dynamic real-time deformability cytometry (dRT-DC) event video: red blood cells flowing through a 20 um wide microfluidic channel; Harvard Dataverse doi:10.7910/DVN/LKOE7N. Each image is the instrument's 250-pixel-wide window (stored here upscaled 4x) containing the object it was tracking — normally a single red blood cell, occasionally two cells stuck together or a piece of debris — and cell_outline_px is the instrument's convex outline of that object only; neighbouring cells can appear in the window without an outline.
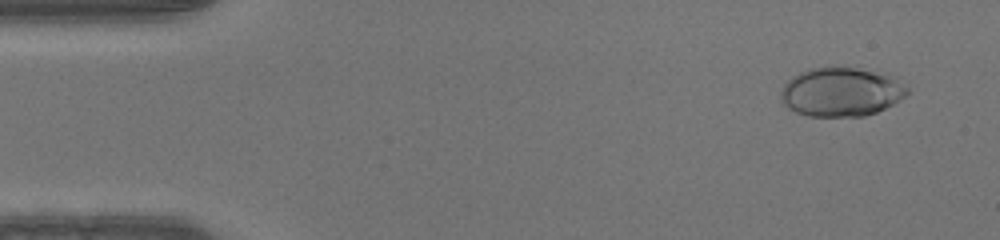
{"species": "human", "species_latin": "Homo sapiens", "temperature_condition": "warm", "stored_images_in_passage": 46, "camera_frame_rate_fps": 3000, "um_per_image_px": 0.085, "donor": {"sex": "male"}, "frame": {"image": 1, "passage_image": 3, "time_ms": 0.667, "image_size_px": [1000, 240], "cell_outline_px": [[912, 92], [908, 96], [876, 112], [864, 116], [808, 116], [796, 112], [788, 108], [784, 104], [780, 96], [780, 92], [784, 84], [792, 76], [800, 72], [812, 68], [856, 64], [896, 76]], "centroid_in_image_um": [71.57, 7.76], "position_along_channel_um": 13.4, "area_um2": 37.34}}
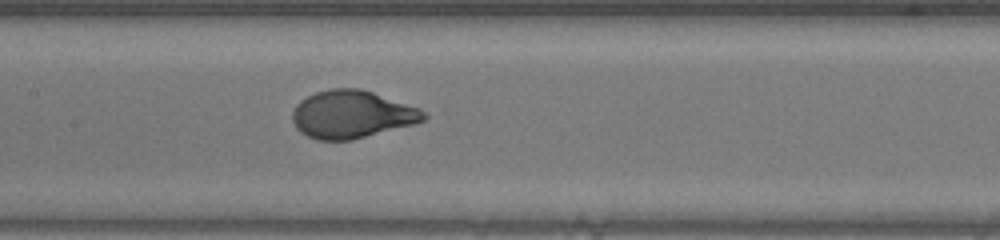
{"frame": {"image": 2, "passage_image": 22, "time_ms": 7.0, "image_size_px": [1000, 240], "cell_outline_px": [[428, 116], [424, 120], [412, 124], [352, 140], [316, 140], [300, 132], [296, 128], [292, 120], [292, 112], [296, 104], [300, 100], [316, 92], [328, 88], [360, 88], [420, 108], [428, 112]], "centroid_in_image_um": [29.89, 9.72], "position_along_channel_um": 177.5, "area_um2": 36.53}}
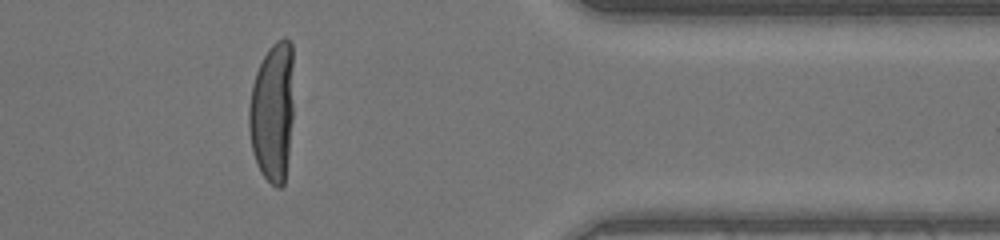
{"frame": {"image": 3, "passage_image": 38, "time_ms": 12.333, "image_size_px": [1000, 240], "cell_outline_px": [[292, 120], [288, 156], [284, 184], [280, 188], [276, 188], [260, 172], [256, 164], [252, 152], [248, 128], [248, 108], [252, 84], [256, 72], [268, 48], [276, 40], [284, 36], [292, 44]], "centroid_in_image_um": [23.14, 9.51], "position_along_channel_um": 388.3, "area_um2": 36.7}}